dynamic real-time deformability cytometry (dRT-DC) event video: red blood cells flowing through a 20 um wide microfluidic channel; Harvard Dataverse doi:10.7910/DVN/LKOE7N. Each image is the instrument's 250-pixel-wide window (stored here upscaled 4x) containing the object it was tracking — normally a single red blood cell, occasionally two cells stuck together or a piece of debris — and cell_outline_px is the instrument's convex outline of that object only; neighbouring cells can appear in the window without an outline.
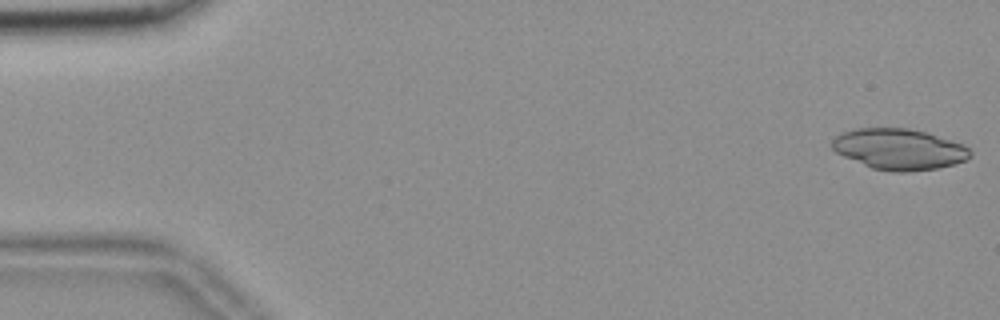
{"species": "common noctule bat (a hibernating species)", "species_latin": "Nyctalus noctula", "temperature_condition": "room temperature", "stored_images_in_passage": 16, "camera_frame_rate_fps": 3000, "um_per_image_px": 0.085, "animal": {"sex": "female", "body_mass_g": 18.4}, "frame": {"image": 1, "passage_image": 1, "time_ms": 0.0, "image_size_px": [1000, 320], "cell_outline_px": [[972, 156], [968, 160], [956, 164], [936, 168], [908, 172], [892, 172], [872, 168], [844, 156], [836, 152], [832, 148], [832, 140], [836, 136], [844, 132], [856, 128], [908, 128], [924, 132], [964, 144], [972, 152]], "centroid_in_image_um": [76.46, 12.69], "position_along_channel_um": 8.5, "area_um2": 32.89}}